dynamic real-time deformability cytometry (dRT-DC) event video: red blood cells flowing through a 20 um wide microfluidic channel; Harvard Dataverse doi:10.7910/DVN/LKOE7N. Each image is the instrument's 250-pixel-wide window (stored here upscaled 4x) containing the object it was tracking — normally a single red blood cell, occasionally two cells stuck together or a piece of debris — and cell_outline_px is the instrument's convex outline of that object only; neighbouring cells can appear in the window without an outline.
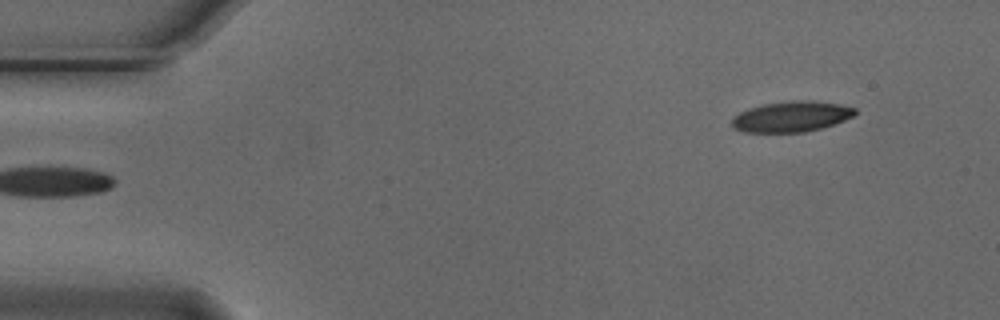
{"species": "Egyptian fruit bat (a non-hibernating species)", "species_latin": "Rousettus aegyptiacus", "temperature_condition": "cold", "stored_images_in_passage": 4, "camera_frame_rate_fps": 3000, "um_per_image_px": 0.085, "animal": {"sex": "male"}, "frame": {"image": 1, "passage_image": 1, "time_ms": 0.0, "image_size_px": [1000, 320], "cell_outline_px": [[856, 112], [852, 116], [844, 120], [820, 128], [804, 132], [744, 132], [736, 128], [732, 124], [732, 116], [748, 108], [764, 104], [792, 100], [812, 100], [840, 104], [856, 108]], "centroid_in_image_um": [67.26, 9.89], "position_along_channel_um": 17.7, "area_um2": 21.85}}
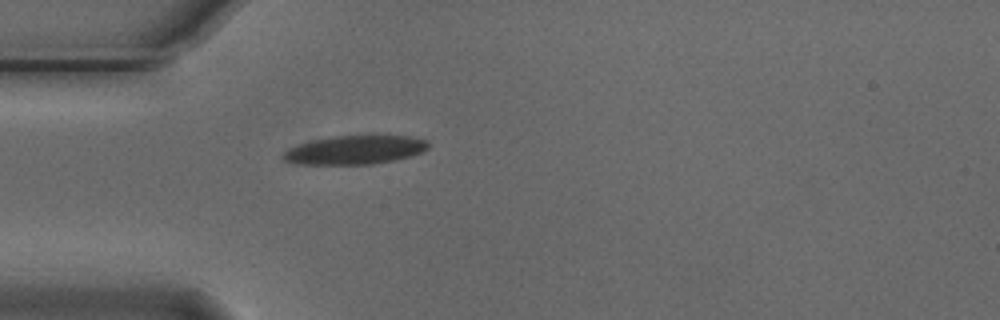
{"frame": {"image": 2, "passage_image": 4, "time_ms": 1.0, "image_size_px": [1000, 320], "cell_outline_px": [[428, 148], [420, 152], [396, 160], [372, 164], [296, 164], [284, 160], [284, 152], [288, 148], [296, 144], [312, 140], [332, 136], [372, 132], [412, 136], [428, 140]], "centroid_in_image_um": [30.22, 12.68], "position_along_channel_um": 54.8, "area_um2": 25.37}}